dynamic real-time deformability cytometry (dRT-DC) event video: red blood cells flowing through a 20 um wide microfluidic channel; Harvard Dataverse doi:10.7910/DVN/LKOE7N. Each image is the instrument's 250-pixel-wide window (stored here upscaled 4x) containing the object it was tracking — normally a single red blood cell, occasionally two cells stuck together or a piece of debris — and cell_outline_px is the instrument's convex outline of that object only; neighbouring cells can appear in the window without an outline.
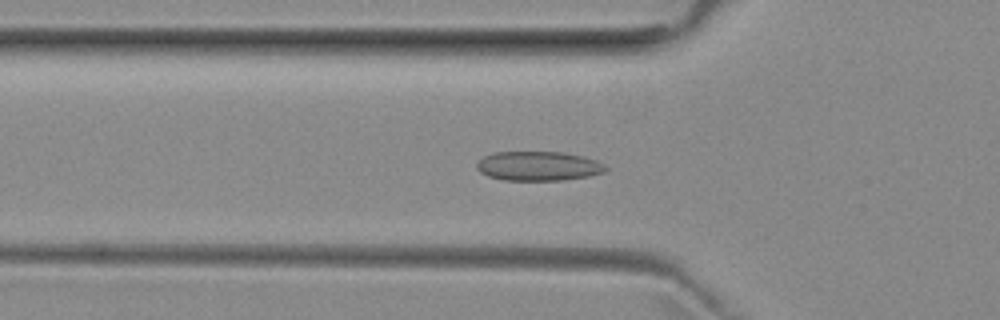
{"species": "common noctule bat (a hibernating species)", "species_latin": "Nyctalus noctula", "temperature_condition": "room temperature", "stored_images_in_passage": 52, "camera_frame_rate_fps": 3000, "um_per_image_px": 0.085, "animal": {"sex": "female", "body_mass_g": 29.2, "forearm_length_mm": 56.3}, "frame": {"image": 1, "passage_image": 17, "time_ms": 5.333, "image_size_px": [1000, 320], "cell_outline_px": [[608, 168], [604, 172], [588, 176], [564, 180], [504, 180], [488, 176], [480, 172], [476, 168], [476, 164], [484, 156], [492, 152], [564, 152], [584, 156], [596, 160], [604, 164]], "centroid_in_image_um": [45.76, 14.11], "position_along_channel_um": 80.0, "area_um2": 22.14}}
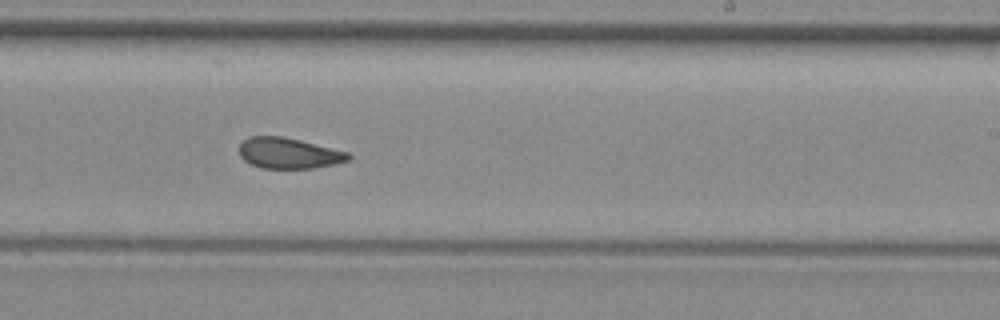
{"frame": {"image": 2, "passage_image": 31, "time_ms": 10.0, "image_size_px": [1000, 320], "cell_outline_px": [[352, 156], [348, 160], [332, 164], [312, 168], [260, 168], [244, 160], [240, 156], [240, 144], [248, 136], [280, 136], [300, 140], [348, 152]], "centroid_in_image_um": [24.52, 13.01], "position_along_channel_um": 264.5, "area_um2": 19.36}}
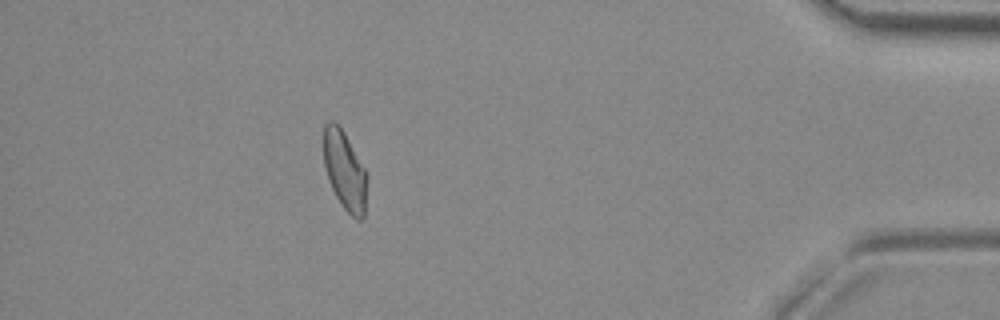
{"frame": {"image": 3, "passage_image": 46, "time_ms": 15.0, "image_size_px": [1000, 320], "cell_outline_px": [[368, 176], [364, 216], [360, 220], [356, 220], [340, 204], [328, 180], [324, 164], [324, 124], [328, 120], [332, 120], [344, 132], [368, 172]], "centroid_in_image_um": [29.32, 14.51], "position_along_channel_um": 405.9, "area_um2": 20.17}, "authors_computed_cell_mechanics": {"area_um2": 20.8947, "velocity_mm_per_s": 3.9475, "shape_relaxation_time_tau1_ms": null, "shape_relaxation_time_tau2_ms": 1.8425, "deformation_change_tau1": null, "deformation_change_tau2": 0.0709}}